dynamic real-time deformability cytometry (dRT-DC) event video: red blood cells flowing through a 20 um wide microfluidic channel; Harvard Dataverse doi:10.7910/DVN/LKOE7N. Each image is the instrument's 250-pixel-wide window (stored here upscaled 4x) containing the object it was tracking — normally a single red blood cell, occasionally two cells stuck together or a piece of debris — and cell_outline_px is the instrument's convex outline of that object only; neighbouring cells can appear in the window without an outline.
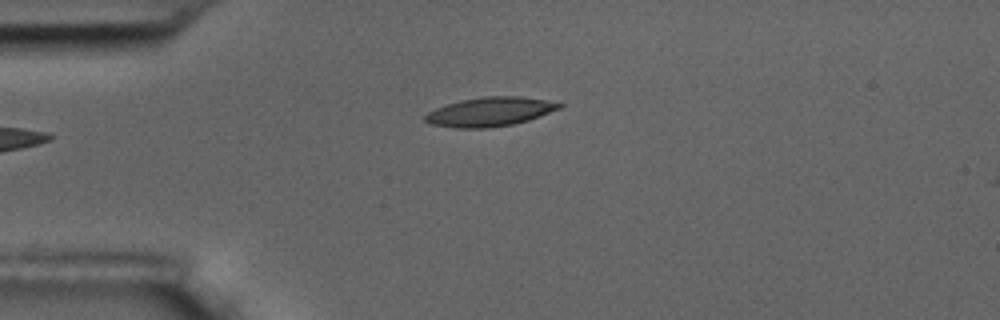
{"species": "common noctule bat (a hibernating species)", "species_latin": "Nyctalus noctula", "temperature_condition": "room temperature", "stored_images_in_passage": 45, "camera_frame_rate_fps": 3000, "um_per_image_px": 0.085, "animal": {"sex": "male", "body_mass_g": 17.5, "forearm_length_mm": 52.3}, "frame": {"image": 1, "passage_image": 2, "time_ms": 0.333, "image_size_px": [1000, 320], "cell_outline_px": [[564, 104], [560, 108], [540, 116], [528, 120], [512, 124], [488, 128], [456, 128], [432, 124], [424, 120], [424, 116], [428, 112], [436, 108], [460, 100], [484, 96], [520, 96], [544, 100]], "centroid_in_image_um": [41.63, 9.5], "position_along_channel_um": 43.4, "area_um2": 22.54}}
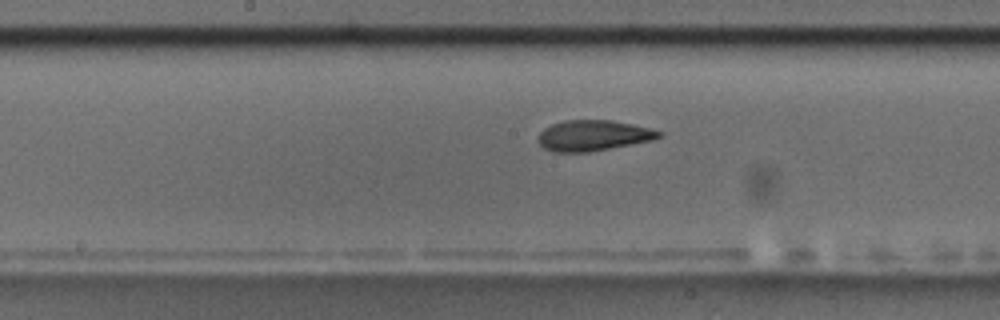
{"frame": {"image": 2, "passage_image": 17, "time_ms": 5.333, "image_size_px": [1000, 320], "cell_outline_px": [[664, 132], [660, 136], [652, 140], [588, 152], [552, 152], [544, 148], [536, 140], [536, 136], [544, 128], [552, 124], [564, 120], [612, 120], [652, 128]], "centroid_in_image_um": [50.39, 11.51], "position_along_channel_um": 197.8, "area_um2": 21.68}}
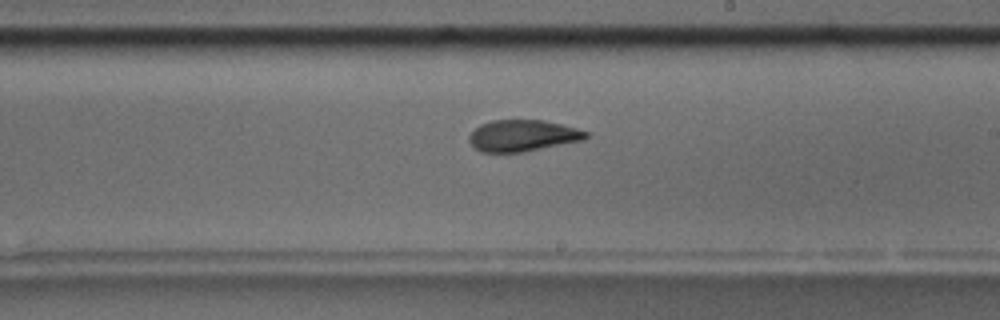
{"frame": {"image": 3, "passage_image": 21, "time_ms": 6.667, "image_size_px": [1000, 320], "cell_outline_px": [[588, 136], [584, 140], [524, 152], [480, 152], [468, 140], [468, 136], [480, 124], [492, 120], [544, 120], [576, 128], [588, 132]], "centroid_in_image_um": [44.43, 11.53], "position_along_channel_um": 244.6, "area_um2": 21.39}, "authors_computed_cell_mechanics": {"area_um2": 21.964, "velocity_mm_per_s": 3.5284, "shape_relaxation_time_tau1_ms": 5.547, "shape_relaxation_time_tau2_ms": 1.8426, "deformation_change_tau1": 0.1873, "deformation_change_tau2": 0.0858}}